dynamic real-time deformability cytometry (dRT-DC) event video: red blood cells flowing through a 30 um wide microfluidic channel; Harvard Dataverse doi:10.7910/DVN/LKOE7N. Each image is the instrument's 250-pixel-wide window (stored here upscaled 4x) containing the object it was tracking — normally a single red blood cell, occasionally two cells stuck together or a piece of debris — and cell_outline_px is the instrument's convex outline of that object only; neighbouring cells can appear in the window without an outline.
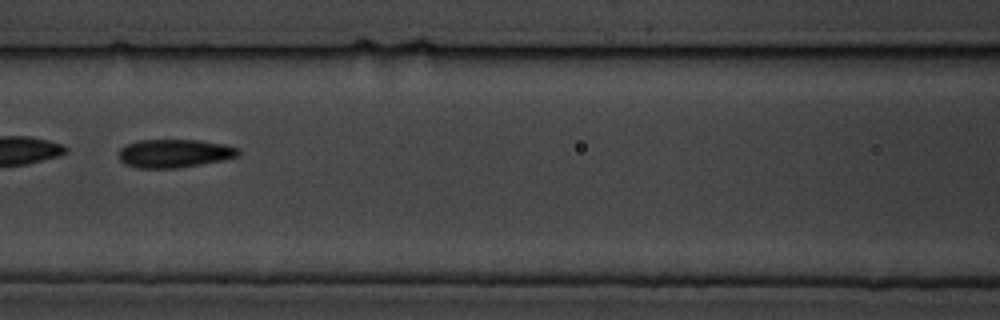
{"species": "common noctule bat (a hibernating species)", "species_latin": "Nyctalus noctula", "temperature_condition": "cold", "stored_images_in_passage": 12, "camera_frame_rate_fps": 3000, "um_per_image_px": 0.085, "animal": {"sex": "male", "body_mass_g": 19.5, "forearm_length_mm": 54.6}, "frame": {"image": 1, "passage_image": 7, "time_ms": 8.0, "image_size_px": [1000, 320], "cell_outline_px": [[240, 156], [224, 160], [176, 168], [136, 168], [124, 164], [120, 160], [120, 148], [128, 144], [140, 140], [200, 140], [224, 144], [240, 148]], "centroid_in_image_um": [14.86, 13.04], "position_along_channel_um": 151.7, "area_um2": 19.83}}